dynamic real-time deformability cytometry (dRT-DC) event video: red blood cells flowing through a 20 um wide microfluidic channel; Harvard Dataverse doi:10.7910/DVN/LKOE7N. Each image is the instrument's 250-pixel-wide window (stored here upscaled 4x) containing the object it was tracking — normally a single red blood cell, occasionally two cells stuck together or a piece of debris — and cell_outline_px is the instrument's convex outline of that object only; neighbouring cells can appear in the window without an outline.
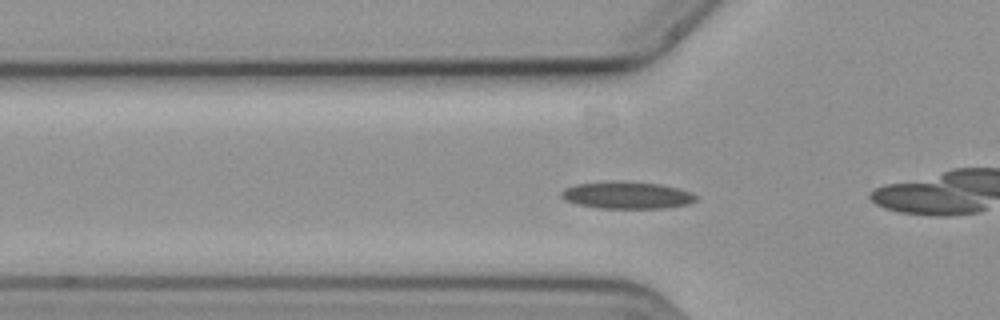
{"species": "common noctule bat (a hibernating species)", "species_latin": "Nyctalus noctula", "temperature_condition": "cold", "stored_images_in_passage": 52, "camera_frame_rate_fps": 3000, "um_per_image_px": 0.085, "animal": {"sex": "female", "body_mass_g": 19.3, "forearm_length_mm": 54.1}, "frame": {"image": 1, "passage_image": 12, "time_ms": 3.667, "image_size_px": [1000, 320], "cell_outline_px": [[696, 200], [688, 204], [664, 208], [600, 208], [576, 204], [564, 200], [560, 196], [560, 192], [564, 188], [576, 184], [620, 180], [660, 184], [692, 192], [696, 196]], "centroid_in_image_um": [53.25, 16.58], "position_along_channel_um": 72.6, "area_um2": 21.39}}
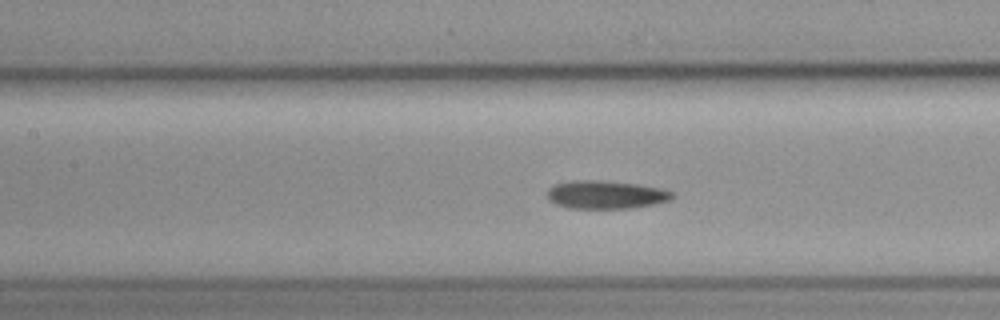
{"frame": {"image": 2, "passage_image": 19, "time_ms": 6.0, "image_size_px": [1000, 320], "cell_outline_px": [[676, 192], [668, 200], [656, 204], [636, 208], [568, 208], [556, 204], [548, 200], [548, 188], [556, 184], [572, 180], [596, 180], [636, 184], [660, 188]], "centroid_in_image_um": [51.49, 16.55], "position_along_channel_um": 155.9, "area_um2": 20.52}}
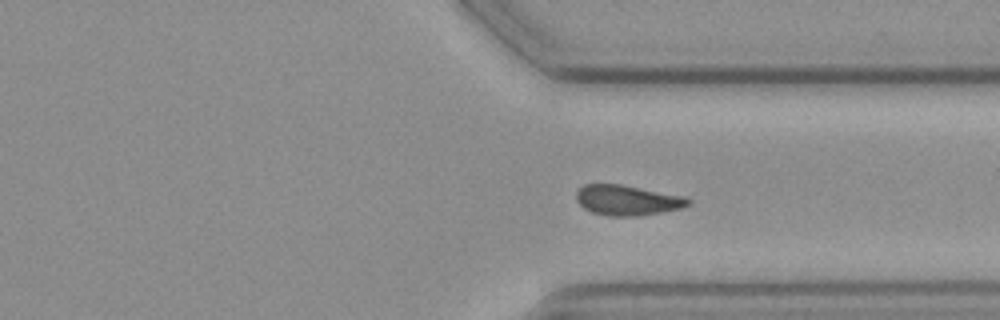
{"frame": {"image": 3, "passage_image": 36, "time_ms": 11.667, "image_size_px": [1000, 320], "cell_outline_px": [[692, 204], [680, 208], [640, 216], [608, 216], [592, 212], [584, 208], [576, 200], [576, 192], [584, 184], [620, 184], [688, 196], [692, 200]], "centroid_in_image_um": [53.37, 17.01], "position_along_channel_um": 358.0, "area_um2": 19.94}}